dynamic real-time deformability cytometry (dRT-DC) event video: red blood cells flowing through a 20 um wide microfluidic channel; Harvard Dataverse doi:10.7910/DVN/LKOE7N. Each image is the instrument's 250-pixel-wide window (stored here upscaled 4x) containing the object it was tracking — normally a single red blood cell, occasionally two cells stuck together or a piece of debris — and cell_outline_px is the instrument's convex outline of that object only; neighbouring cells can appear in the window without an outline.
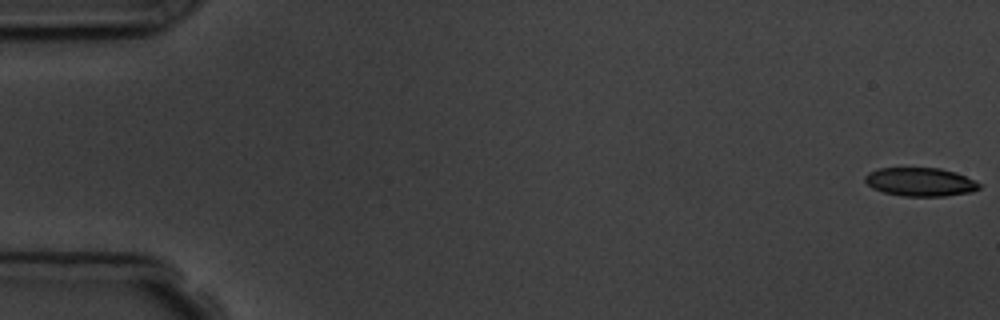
{"species": "common noctule bat (a hibernating species)", "species_latin": "Nyctalus noctula", "temperature_condition": "room temperature", "stored_images_in_passage": 5, "camera_frame_rate_fps": 3000, "um_per_image_px": 0.085, "animal": {"sex": "male", "body_mass_g": 19.5, "forearm_length_mm": 54.6}, "frame": {"image": 1, "passage_image": 1, "time_ms": 0.0, "image_size_px": [1000, 320], "cell_outline_px": [[980, 188], [972, 192], [944, 196], [904, 196], [884, 192], [872, 188], [864, 180], [864, 176], [868, 172], [876, 168], [940, 168], [956, 172], [976, 180], [980, 184]], "centroid_in_image_um": [78.23, 15.46], "position_along_channel_um": 6.8, "area_um2": 19.13}}